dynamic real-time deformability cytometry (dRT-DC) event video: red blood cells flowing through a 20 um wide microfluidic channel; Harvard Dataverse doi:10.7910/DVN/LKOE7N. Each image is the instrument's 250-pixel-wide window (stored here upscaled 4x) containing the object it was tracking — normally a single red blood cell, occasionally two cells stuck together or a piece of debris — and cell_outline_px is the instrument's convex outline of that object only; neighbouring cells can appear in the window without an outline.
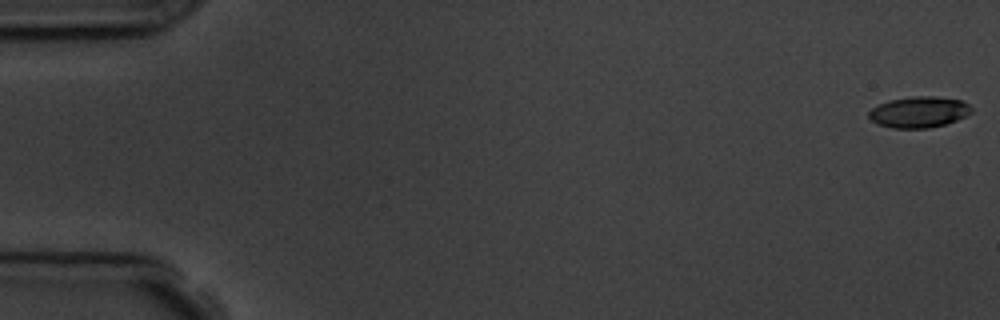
{"species": "common noctule bat (a hibernating species)", "species_latin": "Nyctalus noctula", "temperature_condition": "room temperature", "stored_images_in_passage": 6, "camera_frame_rate_fps": 3000, "um_per_image_px": 0.085, "animal": {"sex": "male", "body_mass_g": 19.5, "forearm_length_mm": 54.6}, "frame": {"image": 1, "passage_image": 1, "time_ms": 0.0, "image_size_px": [1000, 320], "cell_outline_px": [[972, 112], [956, 120], [944, 124], [928, 128], [892, 128], [876, 124], [868, 116], [868, 112], [872, 108], [880, 104], [892, 100], [912, 96], [936, 96], [960, 100], [968, 104], [972, 108]], "centroid_in_image_um": [78.1, 9.53], "position_along_channel_um": 6.9, "area_um2": 18.44}}
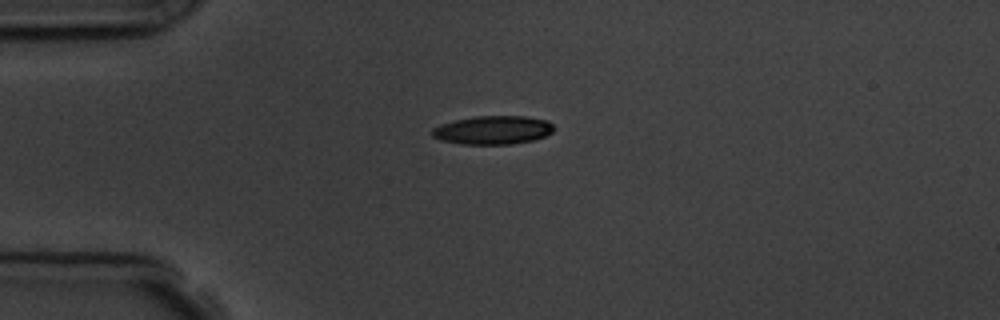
{"frame": {"image": 2, "passage_image": 4, "time_ms": 4.333, "image_size_px": [1000, 320], "cell_outline_px": [[556, 128], [552, 132], [544, 136], [532, 140], [512, 144], [460, 144], [440, 140], [432, 136], [432, 128], [440, 124], [456, 120], [476, 116], [524, 116], [548, 120]], "centroid_in_image_um": [41.9, 11.05], "position_along_channel_um": 43.1, "area_um2": 20.29}}